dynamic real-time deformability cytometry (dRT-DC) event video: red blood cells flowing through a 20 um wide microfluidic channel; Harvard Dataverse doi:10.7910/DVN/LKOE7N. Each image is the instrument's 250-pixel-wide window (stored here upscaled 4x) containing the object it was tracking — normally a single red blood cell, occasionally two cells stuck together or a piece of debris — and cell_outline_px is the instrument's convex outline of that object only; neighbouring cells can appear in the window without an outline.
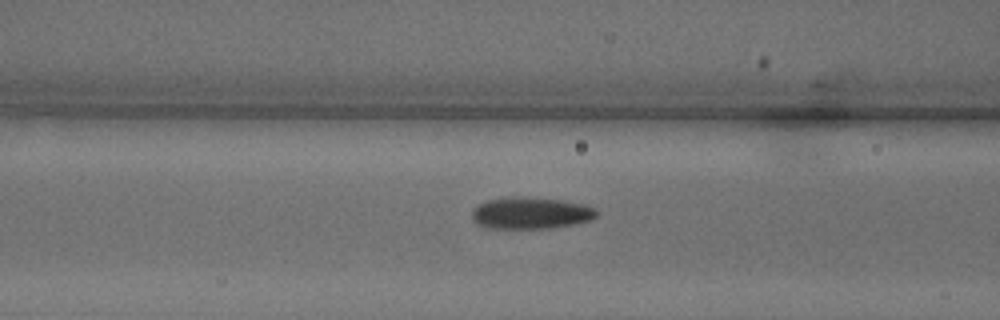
{"species": "common noctule bat (a hibernating species)", "species_latin": "Nyctalus noctula", "temperature_condition": "warm", "stored_images_in_passage": 15, "camera_frame_rate_fps": 3000, "um_per_image_px": 0.085, "animal": {"sex": "male", "body_mass_g": 18.8}, "frame": {"image": 1, "passage_image": 13, "time_ms": 4.0, "image_size_px": [1000, 320], "cell_outline_px": [[600, 212], [592, 220], [572, 224], [548, 228], [488, 228], [476, 224], [472, 220], [472, 212], [480, 204], [488, 200], [508, 196], [520, 196], [560, 200], [584, 204], [596, 208]], "centroid_in_image_um": [45.13, 18.1], "position_along_channel_um": 121.5, "area_um2": 23.12}}